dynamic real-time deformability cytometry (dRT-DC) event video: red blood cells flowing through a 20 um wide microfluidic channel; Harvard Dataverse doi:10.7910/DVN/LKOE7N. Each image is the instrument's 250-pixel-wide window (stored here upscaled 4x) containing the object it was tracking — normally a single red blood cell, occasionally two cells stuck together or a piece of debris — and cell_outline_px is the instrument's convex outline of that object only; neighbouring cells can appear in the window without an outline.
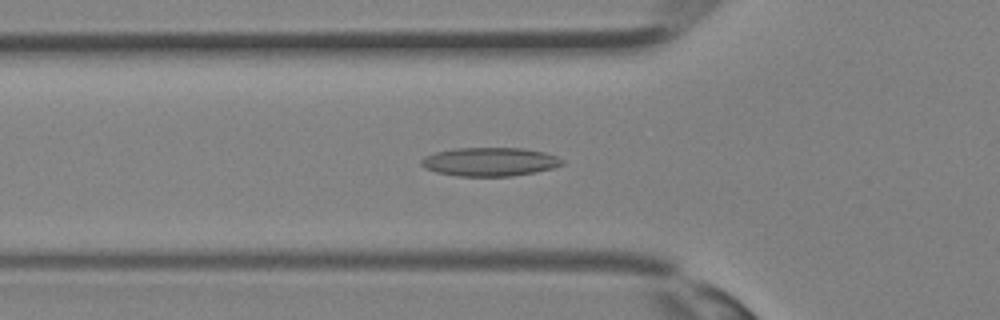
{"species": "Egyptian fruit bat (a non-hibernating species)", "species_latin": "Rousettus aegyptiacus", "temperature_condition": "room temperature", "stored_images_in_passage": 27, "camera_frame_rate_fps": 3000, "um_per_image_px": 0.085, "animal": {"sex": "female"}, "frame": {"image": 1, "passage_image": 4, "time_ms": 1.0, "image_size_px": [1000, 320], "cell_outline_px": [[564, 164], [552, 168], [536, 172], [512, 176], [456, 176], [436, 172], [424, 168], [420, 164], [420, 160], [424, 156], [436, 152], [452, 148], [524, 148], [544, 152], [556, 156], [564, 160]], "centroid_in_image_um": [41.61, 13.75], "position_along_channel_um": 84.2, "area_um2": 23.7}}
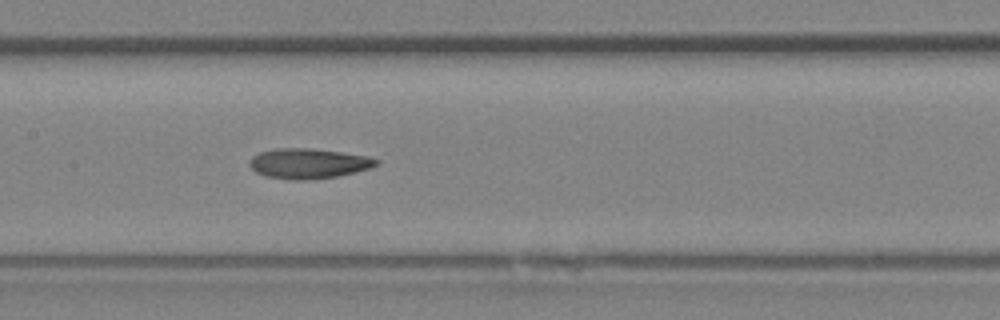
{"frame": {"image": 2, "passage_image": 9, "time_ms": 2.667, "image_size_px": [1000, 320], "cell_outline_px": [[380, 164], [368, 168], [336, 176], [308, 180], [292, 180], [264, 176], [256, 172], [248, 164], [248, 160], [252, 156], [260, 152], [276, 148], [312, 148], [368, 156], [380, 160]], "centroid_in_image_um": [26.18, 13.89], "position_along_channel_um": 181.2, "area_um2": 22.25}}
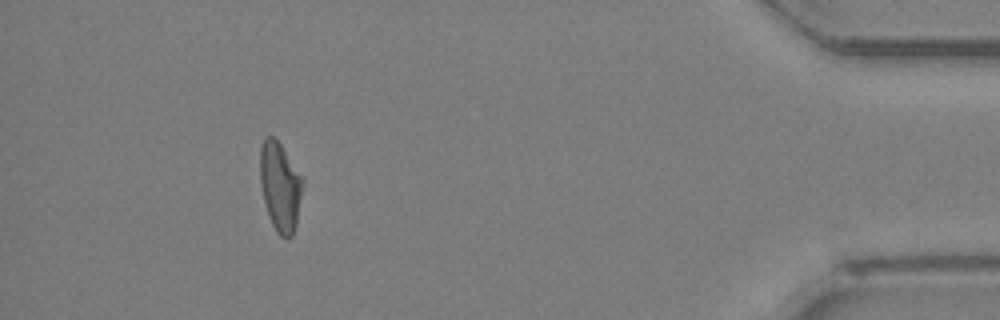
{"frame": {"image": 3, "passage_image": 24, "time_ms": 7.667, "image_size_px": [1000, 320], "cell_outline_px": [[304, 180], [296, 224], [292, 236], [288, 240], [284, 240], [276, 232], [268, 216], [264, 200], [260, 180], [260, 148], [264, 136], [272, 136], [280, 144]], "centroid_in_image_um": [23.8, 15.9], "position_along_channel_um": 411.4, "area_um2": 22.08}}